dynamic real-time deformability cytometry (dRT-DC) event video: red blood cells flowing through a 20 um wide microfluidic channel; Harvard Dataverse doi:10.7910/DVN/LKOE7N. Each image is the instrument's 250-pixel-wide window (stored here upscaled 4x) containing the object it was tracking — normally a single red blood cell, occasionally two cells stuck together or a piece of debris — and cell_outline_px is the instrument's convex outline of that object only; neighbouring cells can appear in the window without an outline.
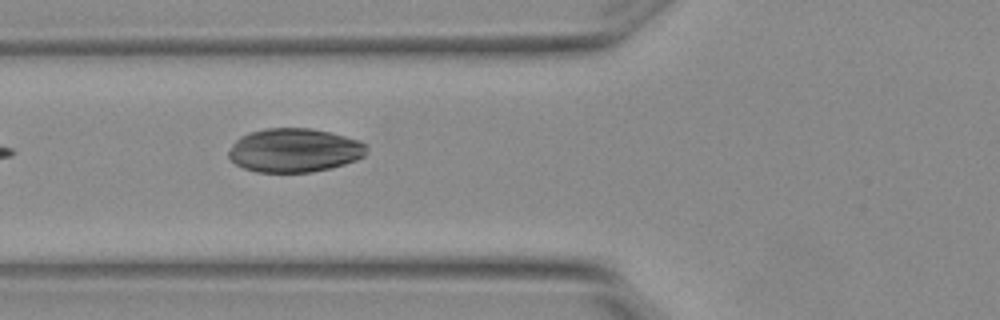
{"species": "Egyptian fruit bat (a non-hibernating species)", "species_latin": "Rousettus aegyptiacus", "temperature_condition": "warm", "stored_images_in_passage": 6, "camera_frame_rate_fps": 3000, "um_per_image_px": 0.085, "animal": {"sex": "female"}, "frame": {"image": 1, "passage_image": 3, "time_ms": 0.667, "image_size_px": [1000, 320], "cell_outline_px": [[368, 148], [364, 156], [356, 160], [332, 168], [312, 172], [256, 172], [244, 168], [236, 164], [228, 156], [228, 152], [232, 144], [240, 136], [248, 132], [264, 128], [312, 128], [360, 140], [368, 144]], "centroid_in_image_um": [25.03, 12.77], "position_along_channel_um": 100.8, "area_um2": 35.49}}
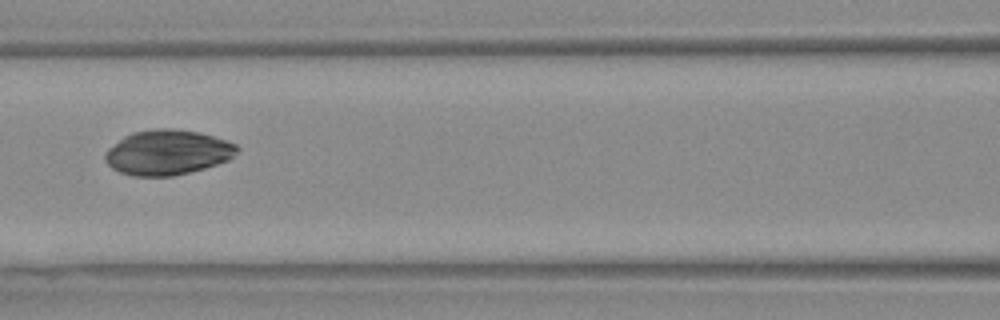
{"frame": {"image": 2, "passage_image": 4, "time_ms": 1.0, "image_size_px": [1000, 320], "cell_outline_px": [[240, 148], [228, 160], [204, 168], [172, 176], [132, 176], [120, 172], [112, 168], [104, 160], [104, 156], [108, 148], [124, 136], [132, 132], [156, 128], [172, 128], [200, 132], [236, 144]], "centroid_in_image_um": [14.21, 12.95], "position_along_channel_um": 152.4, "area_um2": 34.51}}
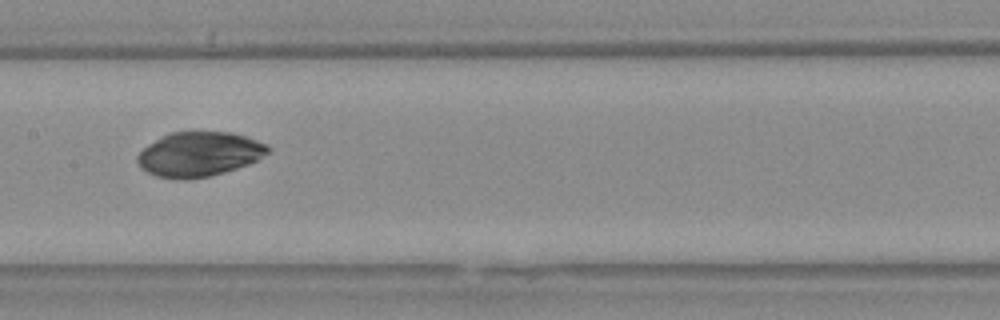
{"frame": {"image": 3, "passage_image": 5, "time_ms": 1.333, "image_size_px": [1000, 320], "cell_outline_px": [[272, 148], [268, 152], [256, 160], [248, 164], [224, 172], [208, 176], [188, 180], [184, 180], [156, 176], [140, 168], [136, 160], [136, 156], [148, 144], [172, 132], [232, 132], [268, 144]], "centroid_in_image_um": [16.92, 13.11], "position_along_channel_um": 190.5, "area_um2": 33.76}}